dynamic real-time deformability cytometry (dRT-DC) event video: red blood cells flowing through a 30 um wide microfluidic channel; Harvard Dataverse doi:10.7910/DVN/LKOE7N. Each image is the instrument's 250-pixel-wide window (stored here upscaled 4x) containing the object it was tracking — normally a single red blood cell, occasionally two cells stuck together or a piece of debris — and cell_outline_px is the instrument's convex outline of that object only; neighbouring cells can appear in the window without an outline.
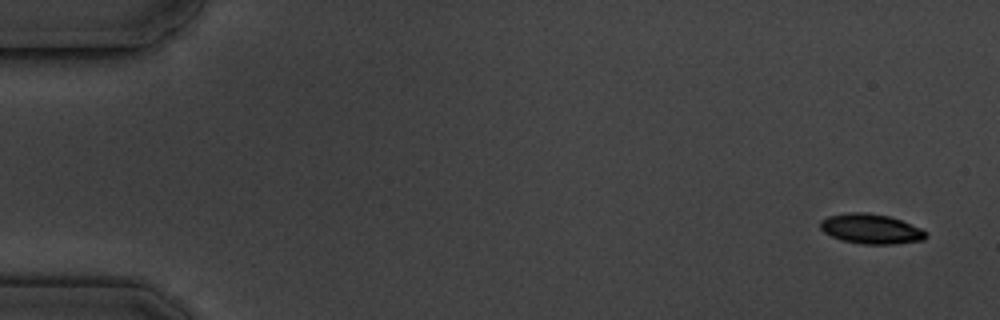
{"species": "common noctule bat (a hibernating species)", "species_latin": "Nyctalus noctula", "temperature_condition": "cold", "stored_images_in_passage": 6, "camera_frame_rate_fps": 3000, "um_per_image_px": 0.085, "animal": {"sex": "male", "body_mass_g": 19.5, "forearm_length_mm": 54.6}, "frame": {"image": 1, "passage_image": 1, "time_ms": 0.0, "image_size_px": [1000, 320], "cell_outline_px": [[928, 236], [924, 240], [892, 244], [860, 244], [840, 240], [824, 232], [820, 228], [820, 220], [828, 216], [848, 212], [868, 212], [888, 216], [900, 220], [920, 228], [928, 232]], "centroid_in_image_um": [74.02, 19.45], "position_along_channel_um": 11.0, "area_um2": 18.5}}
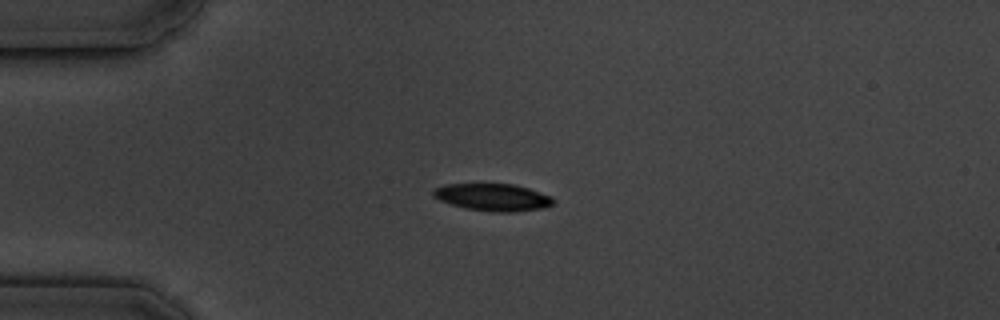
{"frame": {"image": 2, "passage_image": 4, "time_ms": 4.0, "image_size_px": [1000, 320], "cell_outline_px": [[556, 200], [552, 204], [544, 208], [512, 212], [496, 212], [464, 208], [440, 200], [432, 196], [432, 192], [436, 188], [444, 184], [512, 184], [528, 188], [552, 196]], "centroid_in_image_um": [41.91, 16.76], "position_along_channel_um": 43.1, "area_um2": 19.02}}